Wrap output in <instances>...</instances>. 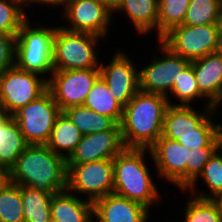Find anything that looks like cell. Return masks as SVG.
<instances>
[{"label": "cell", "mask_w": 222, "mask_h": 222, "mask_svg": "<svg viewBox=\"0 0 222 222\" xmlns=\"http://www.w3.org/2000/svg\"><path fill=\"white\" fill-rule=\"evenodd\" d=\"M67 169V190L69 192L84 193L87 200L91 202L113 193V159L84 164H67Z\"/></svg>", "instance_id": "cell-9"}, {"label": "cell", "mask_w": 222, "mask_h": 222, "mask_svg": "<svg viewBox=\"0 0 222 222\" xmlns=\"http://www.w3.org/2000/svg\"><path fill=\"white\" fill-rule=\"evenodd\" d=\"M83 135L106 130H121L112 118L103 116L85 106H72L63 111Z\"/></svg>", "instance_id": "cell-24"}, {"label": "cell", "mask_w": 222, "mask_h": 222, "mask_svg": "<svg viewBox=\"0 0 222 222\" xmlns=\"http://www.w3.org/2000/svg\"><path fill=\"white\" fill-rule=\"evenodd\" d=\"M148 148H124L113 158V193L150 208L160 192L145 163Z\"/></svg>", "instance_id": "cell-3"}, {"label": "cell", "mask_w": 222, "mask_h": 222, "mask_svg": "<svg viewBox=\"0 0 222 222\" xmlns=\"http://www.w3.org/2000/svg\"><path fill=\"white\" fill-rule=\"evenodd\" d=\"M125 148L121 130H106L83 135L67 164H84L103 159H113Z\"/></svg>", "instance_id": "cell-15"}, {"label": "cell", "mask_w": 222, "mask_h": 222, "mask_svg": "<svg viewBox=\"0 0 222 222\" xmlns=\"http://www.w3.org/2000/svg\"><path fill=\"white\" fill-rule=\"evenodd\" d=\"M218 150V147H201L188 150V160L186 161V190L194 189L198 181V176L203 172L205 164Z\"/></svg>", "instance_id": "cell-34"}, {"label": "cell", "mask_w": 222, "mask_h": 222, "mask_svg": "<svg viewBox=\"0 0 222 222\" xmlns=\"http://www.w3.org/2000/svg\"><path fill=\"white\" fill-rule=\"evenodd\" d=\"M28 145L13 116L0 110V167L10 169Z\"/></svg>", "instance_id": "cell-21"}, {"label": "cell", "mask_w": 222, "mask_h": 222, "mask_svg": "<svg viewBox=\"0 0 222 222\" xmlns=\"http://www.w3.org/2000/svg\"><path fill=\"white\" fill-rule=\"evenodd\" d=\"M47 77V90L63 112L72 106H82L96 80L100 68L77 70H54Z\"/></svg>", "instance_id": "cell-10"}, {"label": "cell", "mask_w": 222, "mask_h": 222, "mask_svg": "<svg viewBox=\"0 0 222 222\" xmlns=\"http://www.w3.org/2000/svg\"><path fill=\"white\" fill-rule=\"evenodd\" d=\"M218 26H219L220 39L222 40V11H221V14H220Z\"/></svg>", "instance_id": "cell-39"}, {"label": "cell", "mask_w": 222, "mask_h": 222, "mask_svg": "<svg viewBox=\"0 0 222 222\" xmlns=\"http://www.w3.org/2000/svg\"><path fill=\"white\" fill-rule=\"evenodd\" d=\"M48 80L15 65L0 75V110L12 116L47 91Z\"/></svg>", "instance_id": "cell-7"}, {"label": "cell", "mask_w": 222, "mask_h": 222, "mask_svg": "<svg viewBox=\"0 0 222 222\" xmlns=\"http://www.w3.org/2000/svg\"><path fill=\"white\" fill-rule=\"evenodd\" d=\"M105 81L99 77L87 94L83 106L103 115L112 118L120 124L123 117L124 107L114 98Z\"/></svg>", "instance_id": "cell-23"}, {"label": "cell", "mask_w": 222, "mask_h": 222, "mask_svg": "<svg viewBox=\"0 0 222 222\" xmlns=\"http://www.w3.org/2000/svg\"><path fill=\"white\" fill-rule=\"evenodd\" d=\"M100 38L89 33L70 32L57 26L53 47L54 70L99 68L95 46Z\"/></svg>", "instance_id": "cell-5"}, {"label": "cell", "mask_w": 222, "mask_h": 222, "mask_svg": "<svg viewBox=\"0 0 222 222\" xmlns=\"http://www.w3.org/2000/svg\"><path fill=\"white\" fill-rule=\"evenodd\" d=\"M159 47L163 57L152 58L150 64L138 70L139 90L147 93L161 94L168 97L179 73L182 72L190 63L177 54H174L167 46L159 40Z\"/></svg>", "instance_id": "cell-11"}, {"label": "cell", "mask_w": 222, "mask_h": 222, "mask_svg": "<svg viewBox=\"0 0 222 222\" xmlns=\"http://www.w3.org/2000/svg\"><path fill=\"white\" fill-rule=\"evenodd\" d=\"M178 98L181 103L173 106H190L191 101L197 98H204L200 93L197 85L196 77L193 70V65L190 63L182 72L179 73L177 79H174L173 88L170 92Z\"/></svg>", "instance_id": "cell-32"}, {"label": "cell", "mask_w": 222, "mask_h": 222, "mask_svg": "<svg viewBox=\"0 0 222 222\" xmlns=\"http://www.w3.org/2000/svg\"><path fill=\"white\" fill-rule=\"evenodd\" d=\"M184 222H222V211L215 199L189 197Z\"/></svg>", "instance_id": "cell-30"}, {"label": "cell", "mask_w": 222, "mask_h": 222, "mask_svg": "<svg viewBox=\"0 0 222 222\" xmlns=\"http://www.w3.org/2000/svg\"><path fill=\"white\" fill-rule=\"evenodd\" d=\"M149 149L157 175L185 192L188 148L176 140L160 137Z\"/></svg>", "instance_id": "cell-13"}, {"label": "cell", "mask_w": 222, "mask_h": 222, "mask_svg": "<svg viewBox=\"0 0 222 222\" xmlns=\"http://www.w3.org/2000/svg\"><path fill=\"white\" fill-rule=\"evenodd\" d=\"M15 37L0 32V75L14 66Z\"/></svg>", "instance_id": "cell-35"}, {"label": "cell", "mask_w": 222, "mask_h": 222, "mask_svg": "<svg viewBox=\"0 0 222 222\" xmlns=\"http://www.w3.org/2000/svg\"><path fill=\"white\" fill-rule=\"evenodd\" d=\"M221 11L222 4L219 0H191L183 24H218Z\"/></svg>", "instance_id": "cell-28"}, {"label": "cell", "mask_w": 222, "mask_h": 222, "mask_svg": "<svg viewBox=\"0 0 222 222\" xmlns=\"http://www.w3.org/2000/svg\"><path fill=\"white\" fill-rule=\"evenodd\" d=\"M48 222H58V221L51 218Z\"/></svg>", "instance_id": "cell-44"}, {"label": "cell", "mask_w": 222, "mask_h": 222, "mask_svg": "<svg viewBox=\"0 0 222 222\" xmlns=\"http://www.w3.org/2000/svg\"><path fill=\"white\" fill-rule=\"evenodd\" d=\"M161 94L138 91L123 109L120 123L125 148H150L162 135L171 102Z\"/></svg>", "instance_id": "cell-1"}, {"label": "cell", "mask_w": 222, "mask_h": 222, "mask_svg": "<svg viewBox=\"0 0 222 222\" xmlns=\"http://www.w3.org/2000/svg\"><path fill=\"white\" fill-rule=\"evenodd\" d=\"M200 93L207 106H216L222 98V54L217 51L191 61Z\"/></svg>", "instance_id": "cell-17"}, {"label": "cell", "mask_w": 222, "mask_h": 222, "mask_svg": "<svg viewBox=\"0 0 222 222\" xmlns=\"http://www.w3.org/2000/svg\"><path fill=\"white\" fill-rule=\"evenodd\" d=\"M21 1H22L23 8L25 6H28L27 4H30V3L31 4H33V3L35 4V3H37L39 5H47V6L51 5V6H54V7L55 6L58 7L59 5H61L65 9V7H66V5H67L69 0H21Z\"/></svg>", "instance_id": "cell-36"}, {"label": "cell", "mask_w": 222, "mask_h": 222, "mask_svg": "<svg viewBox=\"0 0 222 222\" xmlns=\"http://www.w3.org/2000/svg\"><path fill=\"white\" fill-rule=\"evenodd\" d=\"M215 200L219 203L221 211H222V194H220Z\"/></svg>", "instance_id": "cell-42"}, {"label": "cell", "mask_w": 222, "mask_h": 222, "mask_svg": "<svg viewBox=\"0 0 222 222\" xmlns=\"http://www.w3.org/2000/svg\"><path fill=\"white\" fill-rule=\"evenodd\" d=\"M92 217L93 202L84 201L67 189L54 193L51 199L52 219L58 222H94Z\"/></svg>", "instance_id": "cell-19"}, {"label": "cell", "mask_w": 222, "mask_h": 222, "mask_svg": "<svg viewBox=\"0 0 222 222\" xmlns=\"http://www.w3.org/2000/svg\"><path fill=\"white\" fill-rule=\"evenodd\" d=\"M61 109L47 90L39 98L21 107L12 116L29 145H45Z\"/></svg>", "instance_id": "cell-8"}, {"label": "cell", "mask_w": 222, "mask_h": 222, "mask_svg": "<svg viewBox=\"0 0 222 222\" xmlns=\"http://www.w3.org/2000/svg\"><path fill=\"white\" fill-rule=\"evenodd\" d=\"M200 177L209 187L208 189L211 193L202 192L199 194V192H197V188L196 191L191 189L194 197L200 199H216L220 194H222V153L219 149L205 164L203 172L198 176V178Z\"/></svg>", "instance_id": "cell-29"}, {"label": "cell", "mask_w": 222, "mask_h": 222, "mask_svg": "<svg viewBox=\"0 0 222 222\" xmlns=\"http://www.w3.org/2000/svg\"><path fill=\"white\" fill-rule=\"evenodd\" d=\"M125 52H116L106 66L100 64V77L107 84L114 98L125 107L139 91L138 69Z\"/></svg>", "instance_id": "cell-14"}, {"label": "cell", "mask_w": 222, "mask_h": 222, "mask_svg": "<svg viewBox=\"0 0 222 222\" xmlns=\"http://www.w3.org/2000/svg\"><path fill=\"white\" fill-rule=\"evenodd\" d=\"M101 3L106 4L111 10L113 9L114 6V0H95Z\"/></svg>", "instance_id": "cell-38"}, {"label": "cell", "mask_w": 222, "mask_h": 222, "mask_svg": "<svg viewBox=\"0 0 222 222\" xmlns=\"http://www.w3.org/2000/svg\"><path fill=\"white\" fill-rule=\"evenodd\" d=\"M149 208L116 193L93 202L94 222H148Z\"/></svg>", "instance_id": "cell-16"}, {"label": "cell", "mask_w": 222, "mask_h": 222, "mask_svg": "<svg viewBox=\"0 0 222 222\" xmlns=\"http://www.w3.org/2000/svg\"><path fill=\"white\" fill-rule=\"evenodd\" d=\"M56 192H39L21 185L24 222H48L51 219V199Z\"/></svg>", "instance_id": "cell-25"}, {"label": "cell", "mask_w": 222, "mask_h": 222, "mask_svg": "<svg viewBox=\"0 0 222 222\" xmlns=\"http://www.w3.org/2000/svg\"><path fill=\"white\" fill-rule=\"evenodd\" d=\"M219 52L222 54V40L220 42Z\"/></svg>", "instance_id": "cell-43"}, {"label": "cell", "mask_w": 222, "mask_h": 222, "mask_svg": "<svg viewBox=\"0 0 222 222\" xmlns=\"http://www.w3.org/2000/svg\"><path fill=\"white\" fill-rule=\"evenodd\" d=\"M160 41L174 54L193 61L219 51L218 24L179 25L166 33Z\"/></svg>", "instance_id": "cell-6"}, {"label": "cell", "mask_w": 222, "mask_h": 222, "mask_svg": "<svg viewBox=\"0 0 222 222\" xmlns=\"http://www.w3.org/2000/svg\"><path fill=\"white\" fill-rule=\"evenodd\" d=\"M204 109L201 113L191 105H169L164 114L161 137L176 140L181 133L196 132V128L214 111V106L206 105Z\"/></svg>", "instance_id": "cell-18"}, {"label": "cell", "mask_w": 222, "mask_h": 222, "mask_svg": "<svg viewBox=\"0 0 222 222\" xmlns=\"http://www.w3.org/2000/svg\"><path fill=\"white\" fill-rule=\"evenodd\" d=\"M190 1L191 0H158V40L172 28L184 23Z\"/></svg>", "instance_id": "cell-26"}, {"label": "cell", "mask_w": 222, "mask_h": 222, "mask_svg": "<svg viewBox=\"0 0 222 222\" xmlns=\"http://www.w3.org/2000/svg\"><path fill=\"white\" fill-rule=\"evenodd\" d=\"M218 149L222 151V132L218 133Z\"/></svg>", "instance_id": "cell-40"}, {"label": "cell", "mask_w": 222, "mask_h": 222, "mask_svg": "<svg viewBox=\"0 0 222 222\" xmlns=\"http://www.w3.org/2000/svg\"><path fill=\"white\" fill-rule=\"evenodd\" d=\"M11 183L10 169L0 167V192Z\"/></svg>", "instance_id": "cell-37"}, {"label": "cell", "mask_w": 222, "mask_h": 222, "mask_svg": "<svg viewBox=\"0 0 222 222\" xmlns=\"http://www.w3.org/2000/svg\"><path fill=\"white\" fill-rule=\"evenodd\" d=\"M67 161L46 145H28L10 168L11 182L39 192L67 189Z\"/></svg>", "instance_id": "cell-2"}, {"label": "cell", "mask_w": 222, "mask_h": 222, "mask_svg": "<svg viewBox=\"0 0 222 222\" xmlns=\"http://www.w3.org/2000/svg\"><path fill=\"white\" fill-rule=\"evenodd\" d=\"M213 111L197 128L196 132H187L179 134L176 139L178 143L188 148V150H194L201 147H218V133L219 126L212 120Z\"/></svg>", "instance_id": "cell-27"}, {"label": "cell", "mask_w": 222, "mask_h": 222, "mask_svg": "<svg viewBox=\"0 0 222 222\" xmlns=\"http://www.w3.org/2000/svg\"><path fill=\"white\" fill-rule=\"evenodd\" d=\"M221 103H222V98L220 99L219 103L214 107L215 111L217 110V108L220 106ZM218 126H219V132H222V125H221V123L218 124Z\"/></svg>", "instance_id": "cell-41"}, {"label": "cell", "mask_w": 222, "mask_h": 222, "mask_svg": "<svg viewBox=\"0 0 222 222\" xmlns=\"http://www.w3.org/2000/svg\"><path fill=\"white\" fill-rule=\"evenodd\" d=\"M63 10V16L70 22L69 27L62 25L63 29L102 38L107 35L113 13L106 4L95 0H69Z\"/></svg>", "instance_id": "cell-12"}, {"label": "cell", "mask_w": 222, "mask_h": 222, "mask_svg": "<svg viewBox=\"0 0 222 222\" xmlns=\"http://www.w3.org/2000/svg\"><path fill=\"white\" fill-rule=\"evenodd\" d=\"M82 137L83 134L79 131V128L73 124L64 112H61L45 145L67 160Z\"/></svg>", "instance_id": "cell-22"}, {"label": "cell", "mask_w": 222, "mask_h": 222, "mask_svg": "<svg viewBox=\"0 0 222 222\" xmlns=\"http://www.w3.org/2000/svg\"><path fill=\"white\" fill-rule=\"evenodd\" d=\"M27 19L15 37L14 65L39 75L53 73V47L57 27L37 28ZM45 74V75H44Z\"/></svg>", "instance_id": "cell-4"}, {"label": "cell", "mask_w": 222, "mask_h": 222, "mask_svg": "<svg viewBox=\"0 0 222 222\" xmlns=\"http://www.w3.org/2000/svg\"><path fill=\"white\" fill-rule=\"evenodd\" d=\"M21 0H0V32L16 37L28 19Z\"/></svg>", "instance_id": "cell-33"}, {"label": "cell", "mask_w": 222, "mask_h": 222, "mask_svg": "<svg viewBox=\"0 0 222 222\" xmlns=\"http://www.w3.org/2000/svg\"><path fill=\"white\" fill-rule=\"evenodd\" d=\"M117 11L128 15L140 35L157 31L158 0H114L112 13Z\"/></svg>", "instance_id": "cell-20"}, {"label": "cell", "mask_w": 222, "mask_h": 222, "mask_svg": "<svg viewBox=\"0 0 222 222\" xmlns=\"http://www.w3.org/2000/svg\"><path fill=\"white\" fill-rule=\"evenodd\" d=\"M21 185L9 183L0 192V222H24Z\"/></svg>", "instance_id": "cell-31"}]
</instances>
